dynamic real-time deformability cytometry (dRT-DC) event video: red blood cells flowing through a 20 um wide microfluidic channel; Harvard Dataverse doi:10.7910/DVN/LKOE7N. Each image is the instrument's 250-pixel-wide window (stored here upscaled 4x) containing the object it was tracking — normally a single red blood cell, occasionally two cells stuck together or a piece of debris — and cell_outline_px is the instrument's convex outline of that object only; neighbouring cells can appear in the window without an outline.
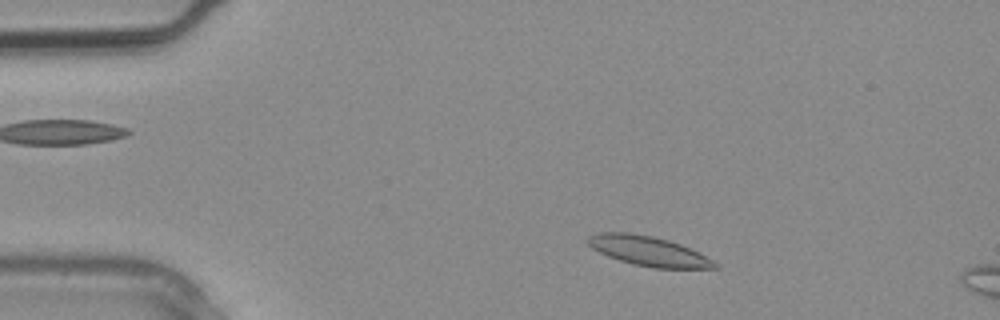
{"species": "common noctule bat (a hibernating species)", "species_latin": "Nyctalus noctula", "temperature_condition": "warm", "stored_images_in_passage": 3, "camera_frame_rate_fps": 3000, "um_per_image_px": 0.085, "animal": {"sex": "male", "body_mass_g": 20.4}, "frame": {"image": 1, "passage_image": 3, "time_ms": 0.667, "image_size_px": [1000, 320], "cell_outline_px": [[720, 268], [652, 268], [620, 260], [608, 256], [592, 248], [584, 240], [588, 236], [600, 232], [628, 232], [652, 236], [668, 240], [680, 244], [720, 264]], "centroid_in_image_um": [55.08, 21.33], "position_along_channel_um": 29.9, "area_um2": 21.73}}